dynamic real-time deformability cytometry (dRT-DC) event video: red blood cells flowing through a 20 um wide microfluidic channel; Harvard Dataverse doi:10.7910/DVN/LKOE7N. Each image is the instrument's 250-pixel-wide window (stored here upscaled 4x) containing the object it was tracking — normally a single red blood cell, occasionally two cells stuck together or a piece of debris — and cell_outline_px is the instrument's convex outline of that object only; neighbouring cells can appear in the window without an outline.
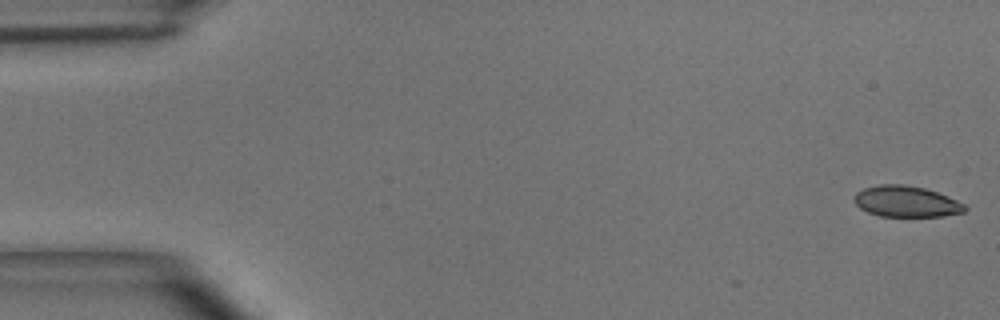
{"species": "common noctule bat (a hibernating species)", "species_latin": "Nyctalus noctula", "temperature_condition": "room temperature", "stored_images_in_passage": 5, "camera_frame_rate_fps": 3000, "um_per_image_px": 0.085, "animal": {"sex": "male", "body_mass_g": 15.6}, "frame": {"image": 1, "passage_image": 1, "time_ms": 0.0, "image_size_px": [1000, 320], "cell_outline_px": [[968, 208], [964, 212], [944, 216], [880, 216], [868, 212], [860, 208], [852, 200], [852, 196], [856, 192], [864, 188], [880, 184], [904, 184], [924, 188], [948, 196], [964, 204]], "centroid_in_image_um": [77.0, 17.12], "position_along_channel_um": 8.0, "area_um2": 20.11}}